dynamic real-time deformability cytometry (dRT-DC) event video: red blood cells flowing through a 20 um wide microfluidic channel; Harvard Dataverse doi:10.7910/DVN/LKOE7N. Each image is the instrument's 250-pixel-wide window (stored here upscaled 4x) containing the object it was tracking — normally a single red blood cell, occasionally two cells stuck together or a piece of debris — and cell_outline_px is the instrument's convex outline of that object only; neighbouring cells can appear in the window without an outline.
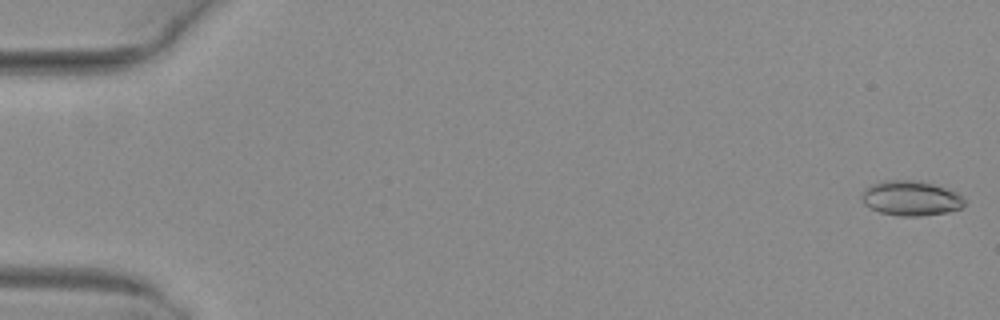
{"species": "common noctule bat (a hibernating species)", "species_latin": "Nyctalus noctula", "temperature_condition": "warm", "stored_images_in_passage": 9, "camera_frame_rate_fps": 3000, "um_per_image_px": 0.085, "animal": {"sex": "female", "body_mass_g": 29.2, "forearm_length_mm": 56.3}, "frame": {"image": 1, "passage_image": 1, "time_ms": 0.0, "image_size_px": [1000, 320], "cell_outline_px": [[964, 204], [960, 208], [948, 212], [920, 216], [900, 216], [880, 212], [864, 204], [860, 196], [860, 192], [864, 188], [872, 184], [884, 180], [912, 180], [932, 184], [956, 192], [964, 200]], "centroid_in_image_um": [77.36, 16.85], "position_along_channel_um": 7.6, "area_um2": 20.75}}